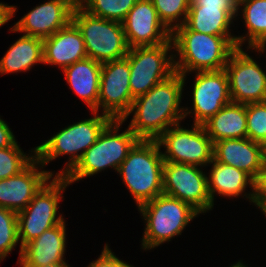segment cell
I'll return each instance as SVG.
<instances>
[{
	"mask_svg": "<svg viewBox=\"0 0 266 267\" xmlns=\"http://www.w3.org/2000/svg\"><path fill=\"white\" fill-rule=\"evenodd\" d=\"M137 0H88L83 9L107 20L123 22Z\"/></svg>",
	"mask_w": 266,
	"mask_h": 267,
	"instance_id": "cell-27",
	"label": "cell"
},
{
	"mask_svg": "<svg viewBox=\"0 0 266 267\" xmlns=\"http://www.w3.org/2000/svg\"><path fill=\"white\" fill-rule=\"evenodd\" d=\"M101 68L102 63L87 57L62 70L70 89L88 105L91 112H97Z\"/></svg>",
	"mask_w": 266,
	"mask_h": 267,
	"instance_id": "cell-21",
	"label": "cell"
},
{
	"mask_svg": "<svg viewBox=\"0 0 266 267\" xmlns=\"http://www.w3.org/2000/svg\"><path fill=\"white\" fill-rule=\"evenodd\" d=\"M138 210L145 220L141 241V249L144 250L158 247L181 235L188 223L199 215L189 204L164 193L140 205Z\"/></svg>",
	"mask_w": 266,
	"mask_h": 267,
	"instance_id": "cell-6",
	"label": "cell"
},
{
	"mask_svg": "<svg viewBox=\"0 0 266 267\" xmlns=\"http://www.w3.org/2000/svg\"><path fill=\"white\" fill-rule=\"evenodd\" d=\"M157 141L165 149L162 156L166 162L205 167L213 160L212 140L200 124H193L191 129L177 124L167 129Z\"/></svg>",
	"mask_w": 266,
	"mask_h": 267,
	"instance_id": "cell-10",
	"label": "cell"
},
{
	"mask_svg": "<svg viewBox=\"0 0 266 267\" xmlns=\"http://www.w3.org/2000/svg\"><path fill=\"white\" fill-rule=\"evenodd\" d=\"M160 21L172 32L185 23L191 0H151Z\"/></svg>",
	"mask_w": 266,
	"mask_h": 267,
	"instance_id": "cell-29",
	"label": "cell"
},
{
	"mask_svg": "<svg viewBox=\"0 0 266 267\" xmlns=\"http://www.w3.org/2000/svg\"><path fill=\"white\" fill-rule=\"evenodd\" d=\"M18 243L17 212L0 207V263Z\"/></svg>",
	"mask_w": 266,
	"mask_h": 267,
	"instance_id": "cell-30",
	"label": "cell"
},
{
	"mask_svg": "<svg viewBox=\"0 0 266 267\" xmlns=\"http://www.w3.org/2000/svg\"><path fill=\"white\" fill-rule=\"evenodd\" d=\"M186 77L175 72L133 100L122 120L125 122L134 114L128 127L140 140H157L167 129L185 119L180 103Z\"/></svg>",
	"mask_w": 266,
	"mask_h": 267,
	"instance_id": "cell-1",
	"label": "cell"
},
{
	"mask_svg": "<svg viewBox=\"0 0 266 267\" xmlns=\"http://www.w3.org/2000/svg\"><path fill=\"white\" fill-rule=\"evenodd\" d=\"M87 267H134L119 259L106 243L98 259L90 262Z\"/></svg>",
	"mask_w": 266,
	"mask_h": 267,
	"instance_id": "cell-32",
	"label": "cell"
},
{
	"mask_svg": "<svg viewBox=\"0 0 266 267\" xmlns=\"http://www.w3.org/2000/svg\"><path fill=\"white\" fill-rule=\"evenodd\" d=\"M72 22L82 34L90 59L104 63L123 59L128 54L129 46L121 22L94 16L82 7L73 9Z\"/></svg>",
	"mask_w": 266,
	"mask_h": 267,
	"instance_id": "cell-8",
	"label": "cell"
},
{
	"mask_svg": "<svg viewBox=\"0 0 266 267\" xmlns=\"http://www.w3.org/2000/svg\"><path fill=\"white\" fill-rule=\"evenodd\" d=\"M161 148L157 140H139L117 170L137 207L163 193Z\"/></svg>",
	"mask_w": 266,
	"mask_h": 267,
	"instance_id": "cell-3",
	"label": "cell"
},
{
	"mask_svg": "<svg viewBox=\"0 0 266 267\" xmlns=\"http://www.w3.org/2000/svg\"><path fill=\"white\" fill-rule=\"evenodd\" d=\"M44 267H71V266L67 264L66 262H57V263H51Z\"/></svg>",
	"mask_w": 266,
	"mask_h": 267,
	"instance_id": "cell-38",
	"label": "cell"
},
{
	"mask_svg": "<svg viewBox=\"0 0 266 267\" xmlns=\"http://www.w3.org/2000/svg\"><path fill=\"white\" fill-rule=\"evenodd\" d=\"M130 66L126 58L102 63L97 112L122 120L134 98L130 91Z\"/></svg>",
	"mask_w": 266,
	"mask_h": 267,
	"instance_id": "cell-13",
	"label": "cell"
},
{
	"mask_svg": "<svg viewBox=\"0 0 266 267\" xmlns=\"http://www.w3.org/2000/svg\"><path fill=\"white\" fill-rule=\"evenodd\" d=\"M171 40L173 52L176 51L173 54L175 72L181 75L222 70L237 48L236 36L199 33L189 30L184 24L171 32Z\"/></svg>",
	"mask_w": 266,
	"mask_h": 267,
	"instance_id": "cell-2",
	"label": "cell"
},
{
	"mask_svg": "<svg viewBox=\"0 0 266 267\" xmlns=\"http://www.w3.org/2000/svg\"><path fill=\"white\" fill-rule=\"evenodd\" d=\"M190 6H204V8H228L236 17L238 4L235 0H191Z\"/></svg>",
	"mask_w": 266,
	"mask_h": 267,
	"instance_id": "cell-34",
	"label": "cell"
},
{
	"mask_svg": "<svg viewBox=\"0 0 266 267\" xmlns=\"http://www.w3.org/2000/svg\"><path fill=\"white\" fill-rule=\"evenodd\" d=\"M241 1H243V0H235V2H237V4H239Z\"/></svg>",
	"mask_w": 266,
	"mask_h": 267,
	"instance_id": "cell-41",
	"label": "cell"
},
{
	"mask_svg": "<svg viewBox=\"0 0 266 267\" xmlns=\"http://www.w3.org/2000/svg\"><path fill=\"white\" fill-rule=\"evenodd\" d=\"M247 138L266 146V102L246 104Z\"/></svg>",
	"mask_w": 266,
	"mask_h": 267,
	"instance_id": "cell-31",
	"label": "cell"
},
{
	"mask_svg": "<svg viewBox=\"0 0 266 267\" xmlns=\"http://www.w3.org/2000/svg\"><path fill=\"white\" fill-rule=\"evenodd\" d=\"M212 166L208 178V189L214 204L216 194L226 197H238L243 194L252 203L254 196V180L244 171L215 161L209 163ZM250 186V193H244L246 187ZM217 192V193H216ZM216 193V194H215ZM243 193V194H242Z\"/></svg>",
	"mask_w": 266,
	"mask_h": 267,
	"instance_id": "cell-22",
	"label": "cell"
},
{
	"mask_svg": "<svg viewBox=\"0 0 266 267\" xmlns=\"http://www.w3.org/2000/svg\"><path fill=\"white\" fill-rule=\"evenodd\" d=\"M238 12L242 13L247 34L236 36L237 47L248 42L247 50L252 49L266 38V0H243L238 4Z\"/></svg>",
	"mask_w": 266,
	"mask_h": 267,
	"instance_id": "cell-26",
	"label": "cell"
},
{
	"mask_svg": "<svg viewBox=\"0 0 266 267\" xmlns=\"http://www.w3.org/2000/svg\"><path fill=\"white\" fill-rule=\"evenodd\" d=\"M73 8L83 7L88 0H66Z\"/></svg>",
	"mask_w": 266,
	"mask_h": 267,
	"instance_id": "cell-37",
	"label": "cell"
},
{
	"mask_svg": "<svg viewBox=\"0 0 266 267\" xmlns=\"http://www.w3.org/2000/svg\"><path fill=\"white\" fill-rule=\"evenodd\" d=\"M256 207H260L266 203V162L254 180V196L253 201Z\"/></svg>",
	"mask_w": 266,
	"mask_h": 267,
	"instance_id": "cell-33",
	"label": "cell"
},
{
	"mask_svg": "<svg viewBox=\"0 0 266 267\" xmlns=\"http://www.w3.org/2000/svg\"><path fill=\"white\" fill-rule=\"evenodd\" d=\"M230 267H248L246 266L244 263H242V261H238L237 263H234L232 266Z\"/></svg>",
	"mask_w": 266,
	"mask_h": 267,
	"instance_id": "cell-39",
	"label": "cell"
},
{
	"mask_svg": "<svg viewBox=\"0 0 266 267\" xmlns=\"http://www.w3.org/2000/svg\"><path fill=\"white\" fill-rule=\"evenodd\" d=\"M224 70L233 103L266 102V72L242 48L232 52Z\"/></svg>",
	"mask_w": 266,
	"mask_h": 267,
	"instance_id": "cell-12",
	"label": "cell"
},
{
	"mask_svg": "<svg viewBox=\"0 0 266 267\" xmlns=\"http://www.w3.org/2000/svg\"><path fill=\"white\" fill-rule=\"evenodd\" d=\"M43 167L35 158L19 174L1 179L0 207L17 213L25 209L42 186L54 176L52 171L43 170Z\"/></svg>",
	"mask_w": 266,
	"mask_h": 267,
	"instance_id": "cell-16",
	"label": "cell"
},
{
	"mask_svg": "<svg viewBox=\"0 0 266 267\" xmlns=\"http://www.w3.org/2000/svg\"><path fill=\"white\" fill-rule=\"evenodd\" d=\"M73 9L66 0H49L34 7L9 30L45 39L72 21Z\"/></svg>",
	"mask_w": 266,
	"mask_h": 267,
	"instance_id": "cell-17",
	"label": "cell"
},
{
	"mask_svg": "<svg viewBox=\"0 0 266 267\" xmlns=\"http://www.w3.org/2000/svg\"><path fill=\"white\" fill-rule=\"evenodd\" d=\"M122 24L129 48L155 46L171 39L151 0H137Z\"/></svg>",
	"mask_w": 266,
	"mask_h": 267,
	"instance_id": "cell-15",
	"label": "cell"
},
{
	"mask_svg": "<svg viewBox=\"0 0 266 267\" xmlns=\"http://www.w3.org/2000/svg\"><path fill=\"white\" fill-rule=\"evenodd\" d=\"M236 16L228 8L190 6L184 25L192 31L215 36H233L230 25Z\"/></svg>",
	"mask_w": 266,
	"mask_h": 267,
	"instance_id": "cell-25",
	"label": "cell"
},
{
	"mask_svg": "<svg viewBox=\"0 0 266 267\" xmlns=\"http://www.w3.org/2000/svg\"><path fill=\"white\" fill-rule=\"evenodd\" d=\"M123 120L112 119L90 146L75 167L64 177L72 184L85 177L93 176L102 170H118L129 151L140 140L128 127L119 133Z\"/></svg>",
	"mask_w": 266,
	"mask_h": 267,
	"instance_id": "cell-5",
	"label": "cell"
},
{
	"mask_svg": "<svg viewBox=\"0 0 266 267\" xmlns=\"http://www.w3.org/2000/svg\"><path fill=\"white\" fill-rule=\"evenodd\" d=\"M60 224L44 231L40 236L22 247L17 264L20 267H44L51 263L66 262V224Z\"/></svg>",
	"mask_w": 266,
	"mask_h": 267,
	"instance_id": "cell-19",
	"label": "cell"
},
{
	"mask_svg": "<svg viewBox=\"0 0 266 267\" xmlns=\"http://www.w3.org/2000/svg\"><path fill=\"white\" fill-rule=\"evenodd\" d=\"M43 61V39L22 35L0 60L1 75L30 71Z\"/></svg>",
	"mask_w": 266,
	"mask_h": 267,
	"instance_id": "cell-24",
	"label": "cell"
},
{
	"mask_svg": "<svg viewBox=\"0 0 266 267\" xmlns=\"http://www.w3.org/2000/svg\"><path fill=\"white\" fill-rule=\"evenodd\" d=\"M195 74L192 88L193 109L184 108V118L192 113L194 114L193 124L202 125L232 101L228 77L224 69L198 71Z\"/></svg>",
	"mask_w": 266,
	"mask_h": 267,
	"instance_id": "cell-14",
	"label": "cell"
},
{
	"mask_svg": "<svg viewBox=\"0 0 266 267\" xmlns=\"http://www.w3.org/2000/svg\"><path fill=\"white\" fill-rule=\"evenodd\" d=\"M93 116L69 125L50 139L36 147V158L45 167L61 155H70L65 167L54 176L67 175L79 162L84 152L92 146L98 136L112 120L109 116L93 111Z\"/></svg>",
	"mask_w": 266,
	"mask_h": 267,
	"instance_id": "cell-4",
	"label": "cell"
},
{
	"mask_svg": "<svg viewBox=\"0 0 266 267\" xmlns=\"http://www.w3.org/2000/svg\"><path fill=\"white\" fill-rule=\"evenodd\" d=\"M52 179V180H51ZM70 183L62 176H52L35 194L25 209L17 213L19 258L22 247L40 236L44 231L60 224L65 219L57 215L63 192Z\"/></svg>",
	"mask_w": 266,
	"mask_h": 267,
	"instance_id": "cell-7",
	"label": "cell"
},
{
	"mask_svg": "<svg viewBox=\"0 0 266 267\" xmlns=\"http://www.w3.org/2000/svg\"><path fill=\"white\" fill-rule=\"evenodd\" d=\"M163 193L189 204L199 214L212 210L214 206L208 178L200 166L164 161Z\"/></svg>",
	"mask_w": 266,
	"mask_h": 267,
	"instance_id": "cell-11",
	"label": "cell"
},
{
	"mask_svg": "<svg viewBox=\"0 0 266 267\" xmlns=\"http://www.w3.org/2000/svg\"><path fill=\"white\" fill-rule=\"evenodd\" d=\"M259 209L263 212V214L266 216V203L262 204Z\"/></svg>",
	"mask_w": 266,
	"mask_h": 267,
	"instance_id": "cell-40",
	"label": "cell"
},
{
	"mask_svg": "<svg viewBox=\"0 0 266 267\" xmlns=\"http://www.w3.org/2000/svg\"><path fill=\"white\" fill-rule=\"evenodd\" d=\"M173 43L170 39L155 46L129 48L126 59L130 66V91L132 97L146 94L151 88L175 73ZM171 55H168L169 53Z\"/></svg>",
	"mask_w": 266,
	"mask_h": 267,
	"instance_id": "cell-9",
	"label": "cell"
},
{
	"mask_svg": "<svg viewBox=\"0 0 266 267\" xmlns=\"http://www.w3.org/2000/svg\"><path fill=\"white\" fill-rule=\"evenodd\" d=\"M202 126L212 143L224 139L246 138V105L231 102L209 118Z\"/></svg>",
	"mask_w": 266,
	"mask_h": 267,
	"instance_id": "cell-23",
	"label": "cell"
},
{
	"mask_svg": "<svg viewBox=\"0 0 266 267\" xmlns=\"http://www.w3.org/2000/svg\"><path fill=\"white\" fill-rule=\"evenodd\" d=\"M12 130L9 125L0 118V149L12 146L16 140Z\"/></svg>",
	"mask_w": 266,
	"mask_h": 267,
	"instance_id": "cell-35",
	"label": "cell"
},
{
	"mask_svg": "<svg viewBox=\"0 0 266 267\" xmlns=\"http://www.w3.org/2000/svg\"><path fill=\"white\" fill-rule=\"evenodd\" d=\"M213 159L236 167L255 180L266 162L265 146L247 137L224 139L213 143Z\"/></svg>",
	"mask_w": 266,
	"mask_h": 267,
	"instance_id": "cell-18",
	"label": "cell"
},
{
	"mask_svg": "<svg viewBox=\"0 0 266 267\" xmlns=\"http://www.w3.org/2000/svg\"><path fill=\"white\" fill-rule=\"evenodd\" d=\"M30 152L33 154L26 155L17 141L12 146L0 149V180L17 175L24 170L36 158V147Z\"/></svg>",
	"mask_w": 266,
	"mask_h": 267,
	"instance_id": "cell-28",
	"label": "cell"
},
{
	"mask_svg": "<svg viewBox=\"0 0 266 267\" xmlns=\"http://www.w3.org/2000/svg\"><path fill=\"white\" fill-rule=\"evenodd\" d=\"M252 49L256 52L261 53L260 55H262L266 51V38L255 45Z\"/></svg>",
	"mask_w": 266,
	"mask_h": 267,
	"instance_id": "cell-36",
	"label": "cell"
},
{
	"mask_svg": "<svg viewBox=\"0 0 266 267\" xmlns=\"http://www.w3.org/2000/svg\"><path fill=\"white\" fill-rule=\"evenodd\" d=\"M87 57L82 34L72 21L55 34L43 39L44 64L56 65L63 70Z\"/></svg>",
	"mask_w": 266,
	"mask_h": 267,
	"instance_id": "cell-20",
	"label": "cell"
}]
</instances>
